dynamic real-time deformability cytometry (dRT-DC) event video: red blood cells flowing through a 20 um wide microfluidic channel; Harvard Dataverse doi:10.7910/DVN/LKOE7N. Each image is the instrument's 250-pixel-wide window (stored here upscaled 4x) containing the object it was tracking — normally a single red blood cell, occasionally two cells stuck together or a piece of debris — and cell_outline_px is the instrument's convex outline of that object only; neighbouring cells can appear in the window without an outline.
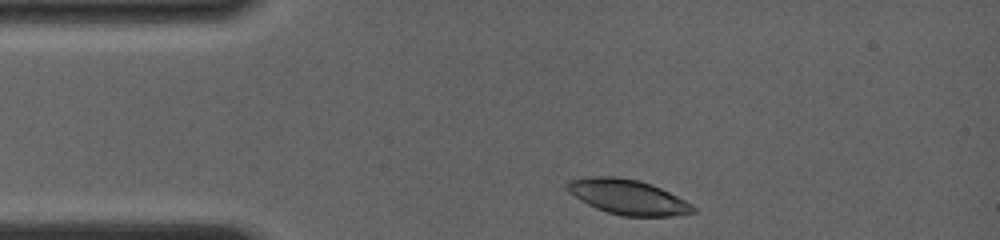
{"species": "common noctule bat (a hibernating species)", "species_latin": "Nyctalus noctula", "temperature_condition": "room temperature", "stored_images_in_passage": 51, "camera_frame_rate_fps": 4000, "um_per_image_px": 0.085, "animal": {"sex": "female", "body_mass_g": 19.0, "forearm_length_mm": 56.7}, "frame": {"image": 1, "passage_image": 2, "time_ms": 0.25, "image_size_px": [1000, 240], "cell_outline_px": [[696, 212], [676, 216], [624, 216], [608, 212], [596, 208], [580, 200], [568, 192], [564, 184], [568, 180], [588, 176], [616, 176], [636, 180], [652, 184], [692, 204], [696, 208]], "centroid_in_image_um": [53.33, 16.74], "position_along_channel_um": 31.7, "area_um2": 25.66}}
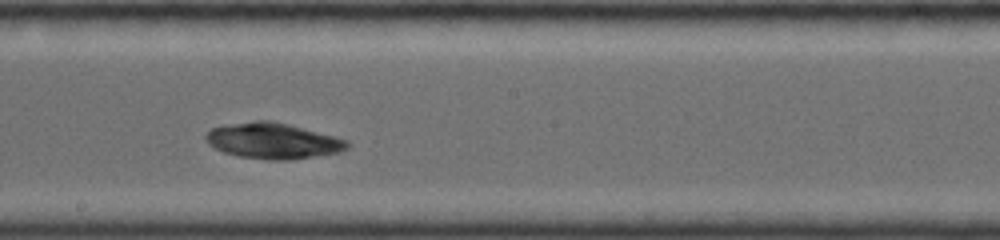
{"frame": {"image": 2, "passage_image": 31, "time_ms": 6.0, "image_size_px": [1000, 240], "cell_outline_px": [[352, 144], [348, 148], [340, 152], [288, 160], [268, 160], [240, 156], [224, 152], [208, 144], [204, 140], [204, 136], [212, 128], [224, 124], [256, 120], [272, 120], [336, 136], [348, 140]], "centroid_in_image_um": [23.21, 11.96], "position_along_channel_um": 225.0, "area_um2": 29.71}}
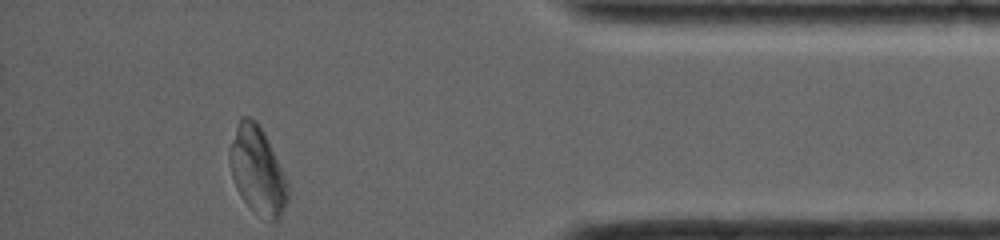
{"frame": {"image": 3, "passage_image": 51, "time_ms": 11.25, "image_size_px": [1000, 240], "cell_outline_px": [[288, 200], [280, 220], [272, 224], [252, 208], [240, 196], [236, 188], [232, 176], [228, 156], [228, 148], [236, 128], [240, 120], [244, 116], [248, 116], [256, 120], [264, 132], [288, 180]], "centroid_in_image_um": [21.9, 14.52], "position_along_channel_um": 413.3, "area_um2": 29.82}, "authors_computed_cell_mechanics": {"area_um2": 28.9578, "velocity_mm_per_s": 4.0192, "shape_relaxation_time_tau1_ms": 9.4862, "shape_relaxation_time_tau2_ms": null, "deformation_change_tau1": 0.2879, "deformation_change_tau2": null}}